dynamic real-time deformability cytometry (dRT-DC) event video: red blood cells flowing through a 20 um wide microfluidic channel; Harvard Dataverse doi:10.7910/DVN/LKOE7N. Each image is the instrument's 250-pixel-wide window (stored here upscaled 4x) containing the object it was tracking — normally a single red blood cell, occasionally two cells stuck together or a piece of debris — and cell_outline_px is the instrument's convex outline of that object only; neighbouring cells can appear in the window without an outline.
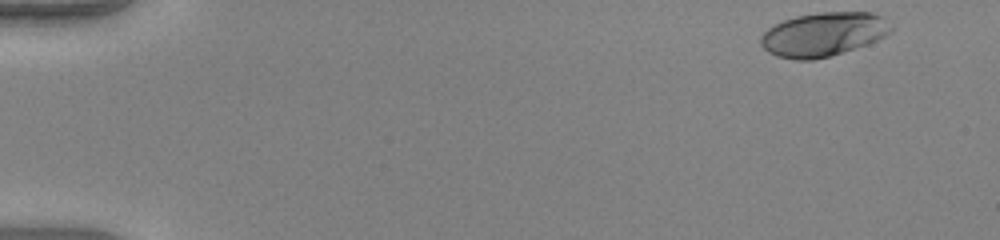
{"species": "human", "species_latin": "Homo sapiens", "temperature_condition": "warm", "stored_images_in_passage": 48, "camera_frame_rate_fps": 3000, "um_per_image_px": 0.085, "donor": {"sex": "female"}, "frame": {"image": 1, "passage_image": 1, "time_ms": 0.0, "image_size_px": [1000, 240], "cell_outline_px": [[892, 32], [868, 44], [828, 56], [812, 60], [796, 60], [776, 56], [768, 52], [760, 44], [760, 36], [768, 28], [784, 20], [796, 16], [816, 12], [872, 12], [884, 16], [892, 28]], "centroid_in_image_um": [69.99, 2.91], "position_along_channel_um": 15.0, "area_um2": 33.41}}
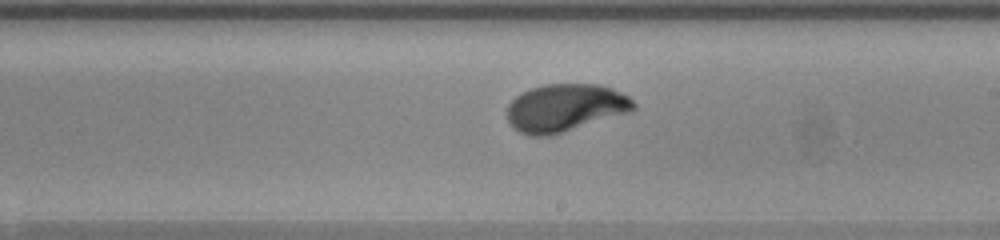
{"frame": {"image": 2, "passage_image": 28, "time_ms": 9.0, "image_size_px": [1000, 240], "cell_outline_px": [[636, 108], [632, 112], [552, 136], [532, 136], [520, 132], [512, 128], [504, 112], [508, 104], [520, 92], [544, 84], [600, 84], [612, 88], [628, 96], [636, 104]], "centroid_in_image_um": [48.03, 9.18], "position_along_channel_um": 241.0, "area_um2": 35.84}}
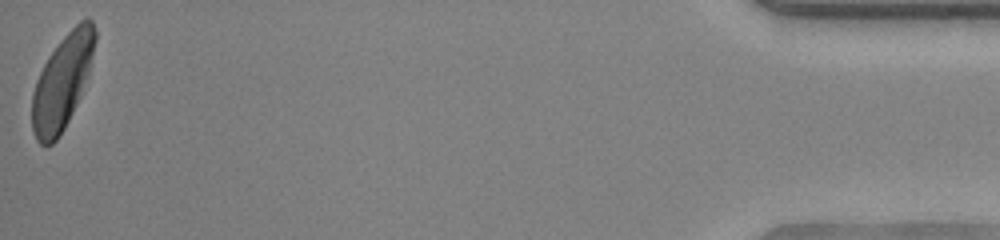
{"frame": {"image": 3, "passage_image": 48, "time_ms": 15.667, "image_size_px": [1000, 240], "cell_outline_px": [[96, 40], [88, 72], [80, 96], [64, 128], [56, 140], [52, 144], [40, 144], [36, 140], [32, 132], [32, 92], [36, 80], [44, 64], [60, 40], [80, 20], [88, 16], [92, 20], [96, 32]], "centroid_in_image_um": [5.28, 6.95], "position_along_channel_um": 429.9, "area_um2": 34.1}, "authors_computed_cell_mechanics": {"area_um2": 33.7552, "velocity_mm_per_s": 4.1255, "shape_relaxation_time_tau1_ms": 2.134, "shape_relaxation_time_tau2_ms": null, "deformation_change_tau1": 0.1564, "deformation_change_tau2": null}}